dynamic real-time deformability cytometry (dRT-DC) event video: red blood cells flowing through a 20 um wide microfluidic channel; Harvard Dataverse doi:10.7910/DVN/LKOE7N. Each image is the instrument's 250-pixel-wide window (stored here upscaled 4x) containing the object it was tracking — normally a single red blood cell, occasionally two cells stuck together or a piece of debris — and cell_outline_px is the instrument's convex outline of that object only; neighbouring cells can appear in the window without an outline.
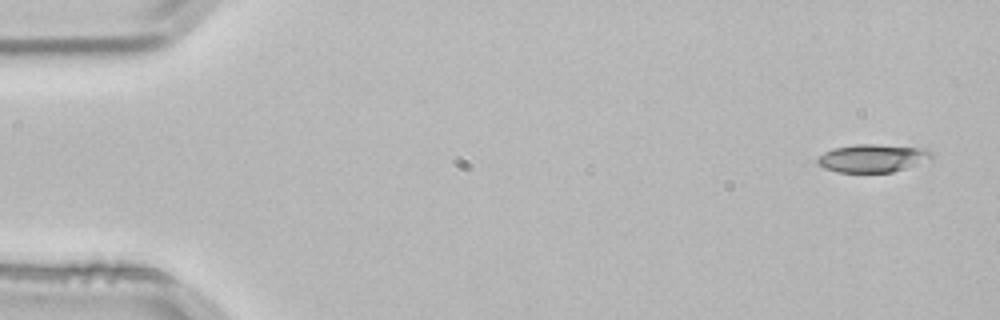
{"species": "common noctule bat (a hibernating species)", "species_latin": "Nyctalus noctula", "temperature_condition": "room temperature", "stored_images_in_passage": 4, "camera_frame_rate_fps": 3000, "um_per_image_px": 0.085, "animal": {"sex": "male", "body_mass_g": 21.5, "forearm_length_mm": 52.0}, "frame": {"image": 1, "passage_image": 1, "time_ms": 0.0, "image_size_px": [1000, 320], "cell_outline_px": [[932, 160], [892, 172], [836, 172], [824, 168], [816, 164], [816, 160], [824, 152], [836, 148], [856, 144], [876, 144], [924, 148], [932, 152]], "centroid_in_image_um": [74.19, 13.45], "position_along_channel_um": 10.8, "area_um2": 18.67}}